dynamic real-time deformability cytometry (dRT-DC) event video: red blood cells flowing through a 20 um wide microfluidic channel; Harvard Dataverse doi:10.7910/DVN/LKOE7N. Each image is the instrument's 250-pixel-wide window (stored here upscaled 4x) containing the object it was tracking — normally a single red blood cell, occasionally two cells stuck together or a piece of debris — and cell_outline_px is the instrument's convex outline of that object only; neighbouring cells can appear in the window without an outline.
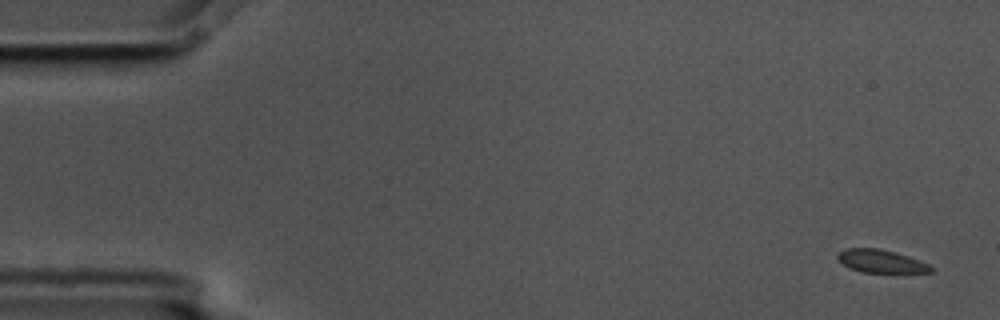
{"species": "common noctule bat (a hibernating species)", "species_latin": "Nyctalus noctula", "temperature_condition": "cold", "stored_images_in_passage": 5, "camera_frame_rate_fps": 3000, "um_per_image_px": 0.085, "animal": {"sex": "male", "body_mass_g": 17.5, "forearm_length_mm": 52.3}, "frame": {"image": 1, "passage_image": 1, "time_ms": 0.0, "image_size_px": [1000, 320], "cell_outline_px": [[936, 272], [860, 272], [848, 268], [836, 256], [844, 248], [880, 248], [896, 252], [920, 260], [936, 268]], "centroid_in_image_um": [74.92, 22.2], "position_along_channel_um": 10.1, "area_um2": 12.6}}
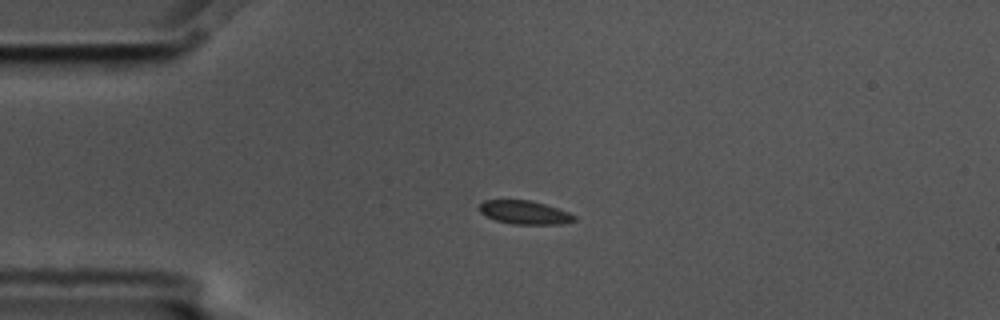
{"frame": {"image": 2, "passage_image": 4, "time_ms": 1.0, "image_size_px": [1000, 320], "cell_outline_px": [[576, 220], [564, 224], [512, 224], [496, 220], [480, 212], [480, 204], [484, 200], [528, 200], [544, 204], [568, 212], [576, 216]], "centroid_in_image_um": [44.61, 18.06], "position_along_channel_um": 40.4, "area_um2": 12.83}}